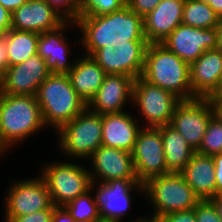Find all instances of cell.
Listing matches in <instances>:
<instances>
[{
    "mask_svg": "<svg viewBox=\"0 0 222 222\" xmlns=\"http://www.w3.org/2000/svg\"><path fill=\"white\" fill-rule=\"evenodd\" d=\"M76 27L82 32L79 39L85 55L92 56L107 44H128V41H146L143 17L127 5L105 15H79ZM81 41V42H80Z\"/></svg>",
    "mask_w": 222,
    "mask_h": 222,
    "instance_id": "6da1fadb",
    "label": "cell"
},
{
    "mask_svg": "<svg viewBox=\"0 0 222 222\" xmlns=\"http://www.w3.org/2000/svg\"><path fill=\"white\" fill-rule=\"evenodd\" d=\"M141 78L170 91L181 100L196 98L190 83V64L161 43L148 44Z\"/></svg>",
    "mask_w": 222,
    "mask_h": 222,
    "instance_id": "7a4b0ae2",
    "label": "cell"
},
{
    "mask_svg": "<svg viewBox=\"0 0 222 222\" xmlns=\"http://www.w3.org/2000/svg\"><path fill=\"white\" fill-rule=\"evenodd\" d=\"M43 128L36 96L0 94V141L7 150Z\"/></svg>",
    "mask_w": 222,
    "mask_h": 222,
    "instance_id": "3957f363",
    "label": "cell"
},
{
    "mask_svg": "<svg viewBox=\"0 0 222 222\" xmlns=\"http://www.w3.org/2000/svg\"><path fill=\"white\" fill-rule=\"evenodd\" d=\"M36 99L45 127L53 126L57 131L87 107L72 87L67 74L51 73L40 84Z\"/></svg>",
    "mask_w": 222,
    "mask_h": 222,
    "instance_id": "277c9868",
    "label": "cell"
},
{
    "mask_svg": "<svg viewBox=\"0 0 222 222\" xmlns=\"http://www.w3.org/2000/svg\"><path fill=\"white\" fill-rule=\"evenodd\" d=\"M143 186V195L154 208L153 214L146 219L158 220L168 213L190 210L200 201L181 173L153 177Z\"/></svg>",
    "mask_w": 222,
    "mask_h": 222,
    "instance_id": "5b68a950",
    "label": "cell"
},
{
    "mask_svg": "<svg viewBox=\"0 0 222 222\" xmlns=\"http://www.w3.org/2000/svg\"><path fill=\"white\" fill-rule=\"evenodd\" d=\"M56 132L62 153L74 160H87L102 145V114L86 107Z\"/></svg>",
    "mask_w": 222,
    "mask_h": 222,
    "instance_id": "8992f818",
    "label": "cell"
},
{
    "mask_svg": "<svg viewBox=\"0 0 222 222\" xmlns=\"http://www.w3.org/2000/svg\"><path fill=\"white\" fill-rule=\"evenodd\" d=\"M40 176L50 192L53 205L65 207L71 200L90 190L88 168L72 161L44 164Z\"/></svg>",
    "mask_w": 222,
    "mask_h": 222,
    "instance_id": "52a82bcc",
    "label": "cell"
},
{
    "mask_svg": "<svg viewBox=\"0 0 222 222\" xmlns=\"http://www.w3.org/2000/svg\"><path fill=\"white\" fill-rule=\"evenodd\" d=\"M181 101L170 91L152 85L141 77L135 79L132 102L139 108V117L146 123L143 127L158 128L170 124L177 104Z\"/></svg>",
    "mask_w": 222,
    "mask_h": 222,
    "instance_id": "ba28073f",
    "label": "cell"
},
{
    "mask_svg": "<svg viewBox=\"0 0 222 222\" xmlns=\"http://www.w3.org/2000/svg\"><path fill=\"white\" fill-rule=\"evenodd\" d=\"M96 182H91L90 189L92 192L93 190L97 192L94 193V198L102 222H122L121 219L127 214L126 211L130 210L133 199L131 191L138 189L139 192H144V186L138 179H110L103 183Z\"/></svg>",
    "mask_w": 222,
    "mask_h": 222,
    "instance_id": "9c48e42d",
    "label": "cell"
},
{
    "mask_svg": "<svg viewBox=\"0 0 222 222\" xmlns=\"http://www.w3.org/2000/svg\"><path fill=\"white\" fill-rule=\"evenodd\" d=\"M147 41H128V44H107L98 49L93 59L106 74H120L137 79L144 69Z\"/></svg>",
    "mask_w": 222,
    "mask_h": 222,
    "instance_id": "30bf717a",
    "label": "cell"
},
{
    "mask_svg": "<svg viewBox=\"0 0 222 222\" xmlns=\"http://www.w3.org/2000/svg\"><path fill=\"white\" fill-rule=\"evenodd\" d=\"M142 128L138 131L131 154L138 181L144 184L153 177L169 172L165 164L161 127Z\"/></svg>",
    "mask_w": 222,
    "mask_h": 222,
    "instance_id": "8fae6325",
    "label": "cell"
},
{
    "mask_svg": "<svg viewBox=\"0 0 222 222\" xmlns=\"http://www.w3.org/2000/svg\"><path fill=\"white\" fill-rule=\"evenodd\" d=\"M5 197V217L28 215L53 205L48 186L41 176L13 182Z\"/></svg>",
    "mask_w": 222,
    "mask_h": 222,
    "instance_id": "7c38bea8",
    "label": "cell"
},
{
    "mask_svg": "<svg viewBox=\"0 0 222 222\" xmlns=\"http://www.w3.org/2000/svg\"><path fill=\"white\" fill-rule=\"evenodd\" d=\"M212 116V107L207 98L181 100L174 110L170 125L197 150Z\"/></svg>",
    "mask_w": 222,
    "mask_h": 222,
    "instance_id": "4fadbf2b",
    "label": "cell"
},
{
    "mask_svg": "<svg viewBox=\"0 0 222 222\" xmlns=\"http://www.w3.org/2000/svg\"><path fill=\"white\" fill-rule=\"evenodd\" d=\"M161 44L191 64L203 52L217 49V29H201L181 24Z\"/></svg>",
    "mask_w": 222,
    "mask_h": 222,
    "instance_id": "5bb4252c",
    "label": "cell"
},
{
    "mask_svg": "<svg viewBox=\"0 0 222 222\" xmlns=\"http://www.w3.org/2000/svg\"><path fill=\"white\" fill-rule=\"evenodd\" d=\"M51 74L45 60L37 54L18 65L9 66L1 83V93L36 96L40 84Z\"/></svg>",
    "mask_w": 222,
    "mask_h": 222,
    "instance_id": "9a60e30c",
    "label": "cell"
},
{
    "mask_svg": "<svg viewBox=\"0 0 222 222\" xmlns=\"http://www.w3.org/2000/svg\"><path fill=\"white\" fill-rule=\"evenodd\" d=\"M68 20L45 0H28L11 13V29L42 34Z\"/></svg>",
    "mask_w": 222,
    "mask_h": 222,
    "instance_id": "2e32d148",
    "label": "cell"
},
{
    "mask_svg": "<svg viewBox=\"0 0 222 222\" xmlns=\"http://www.w3.org/2000/svg\"><path fill=\"white\" fill-rule=\"evenodd\" d=\"M88 160L92 165L91 171L89 170L92 182L98 180L103 183L110 179H138L132 154L129 151L101 145Z\"/></svg>",
    "mask_w": 222,
    "mask_h": 222,
    "instance_id": "e0dca14e",
    "label": "cell"
},
{
    "mask_svg": "<svg viewBox=\"0 0 222 222\" xmlns=\"http://www.w3.org/2000/svg\"><path fill=\"white\" fill-rule=\"evenodd\" d=\"M134 81L130 76L106 74L87 108L102 115L123 112L127 101L132 103Z\"/></svg>",
    "mask_w": 222,
    "mask_h": 222,
    "instance_id": "ac0fdd59",
    "label": "cell"
},
{
    "mask_svg": "<svg viewBox=\"0 0 222 222\" xmlns=\"http://www.w3.org/2000/svg\"><path fill=\"white\" fill-rule=\"evenodd\" d=\"M222 78V52L218 49L203 52L190 64V83L195 97L214 94Z\"/></svg>",
    "mask_w": 222,
    "mask_h": 222,
    "instance_id": "d6986e66",
    "label": "cell"
},
{
    "mask_svg": "<svg viewBox=\"0 0 222 222\" xmlns=\"http://www.w3.org/2000/svg\"><path fill=\"white\" fill-rule=\"evenodd\" d=\"M185 0H161L143 17L144 35L148 43H161L171 32L182 24Z\"/></svg>",
    "mask_w": 222,
    "mask_h": 222,
    "instance_id": "ffe728a7",
    "label": "cell"
},
{
    "mask_svg": "<svg viewBox=\"0 0 222 222\" xmlns=\"http://www.w3.org/2000/svg\"><path fill=\"white\" fill-rule=\"evenodd\" d=\"M71 24L76 26L75 21H67L58 29L39 35L37 52L45 60L51 73L68 74L75 64V61H68L70 50L63 34L66 28H71Z\"/></svg>",
    "mask_w": 222,
    "mask_h": 222,
    "instance_id": "44dd1931",
    "label": "cell"
},
{
    "mask_svg": "<svg viewBox=\"0 0 222 222\" xmlns=\"http://www.w3.org/2000/svg\"><path fill=\"white\" fill-rule=\"evenodd\" d=\"M125 111L102 115V145L132 152L138 131L137 119Z\"/></svg>",
    "mask_w": 222,
    "mask_h": 222,
    "instance_id": "7402d4cb",
    "label": "cell"
},
{
    "mask_svg": "<svg viewBox=\"0 0 222 222\" xmlns=\"http://www.w3.org/2000/svg\"><path fill=\"white\" fill-rule=\"evenodd\" d=\"M180 173L200 200L215 197V163L212 156L195 152Z\"/></svg>",
    "mask_w": 222,
    "mask_h": 222,
    "instance_id": "603a6c76",
    "label": "cell"
},
{
    "mask_svg": "<svg viewBox=\"0 0 222 222\" xmlns=\"http://www.w3.org/2000/svg\"><path fill=\"white\" fill-rule=\"evenodd\" d=\"M78 96L88 104L103 83L105 71L92 56L81 55L67 74Z\"/></svg>",
    "mask_w": 222,
    "mask_h": 222,
    "instance_id": "cb8c5ba5",
    "label": "cell"
},
{
    "mask_svg": "<svg viewBox=\"0 0 222 222\" xmlns=\"http://www.w3.org/2000/svg\"><path fill=\"white\" fill-rule=\"evenodd\" d=\"M161 137L168 172L180 173L196 150L170 124L161 126Z\"/></svg>",
    "mask_w": 222,
    "mask_h": 222,
    "instance_id": "d4e9b609",
    "label": "cell"
},
{
    "mask_svg": "<svg viewBox=\"0 0 222 222\" xmlns=\"http://www.w3.org/2000/svg\"><path fill=\"white\" fill-rule=\"evenodd\" d=\"M39 33L10 29L7 32L9 66L18 65L37 54Z\"/></svg>",
    "mask_w": 222,
    "mask_h": 222,
    "instance_id": "484cf974",
    "label": "cell"
},
{
    "mask_svg": "<svg viewBox=\"0 0 222 222\" xmlns=\"http://www.w3.org/2000/svg\"><path fill=\"white\" fill-rule=\"evenodd\" d=\"M220 19L214 10L197 0H185L182 13V24L201 29H212L218 26Z\"/></svg>",
    "mask_w": 222,
    "mask_h": 222,
    "instance_id": "4316f807",
    "label": "cell"
},
{
    "mask_svg": "<svg viewBox=\"0 0 222 222\" xmlns=\"http://www.w3.org/2000/svg\"><path fill=\"white\" fill-rule=\"evenodd\" d=\"M91 193L90 189L65 206L76 222H102L95 198L91 196Z\"/></svg>",
    "mask_w": 222,
    "mask_h": 222,
    "instance_id": "83f0119b",
    "label": "cell"
},
{
    "mask_svg": "<svg viewBox=\"0 0 222 222\" xmlns=\"http://www.w3.org/2000/svg\"><path fill=\"white\" fill-rule=\"evenodd\" d=\"M196 152L214 156L222 152V122L211 117L206 127L200 147Z\"/></svg>",
    "mask_w": 222,
    "mask_h": 222,
    "instance_id": "f1b7e54d",
    "label": "cell"
},
{
    "mask_svg": "<svg viewBox=\"0 0 222 222\" xmlns=\"http://www.w3.org/2000/svg\"><path fill=\"white\" fill-rule=\"evenodd\" d=\"M126 0H83L80 15H105L121 9Z\"/></svg>",
    "mask_w": 222,
    "mask_h": 222,
    "instance_id": "f546056e",
    "label": "cell"
},
{
    "mask_svg": "<svg viewBox=\"0 0 222 222\" xmlns=\"http://www.w3.org/2000/svg\"><path fill=\"white\" fill-rule=\"evenodd\" d=\"M68 21H75L82 12L83 0H45Z\"/></svg>",
    "mask_w": 222,
    "mask_h": 222,
    "instance_id": "4dcf8cb0",
    "label": "cell"
},
{
    "mask_svg": "<svg viewBox=\"0 0 222 222\" xmlns=\"http://www.w3.org/2000/svg\"><path fill=\"white\" fill-rule=\"evenodd\" d=\"M194 209L196 222H222L215 205L210 199L200 200Z\"/></svg>",
    "mask_w": 222,
    "mask_h": 222,
    "instance_id": "1f68e13d",
    "label": "cell"
},
{
    "mask_svg": "<svg viewBox=\"0 0 222 222\" xmlns=\"http://www.w3.org/2000/svg\"><path fill=\"white\" fill-rule=\"evenodd\" d=\"M55 205L48 209L17 217H4L5 222H51Z\"/></svg>",
    "mask_w": 222,
    "mask_h": 222,
    "instance_id": "d6a6232c",
    "label": "cell"
},
{
    "mask_svg": "<svg viewBox=\"0 0 222 222\" xmlns=\"http://www.w3.org/2000/svg\"><path fill=\"white\" fill-rule=\"evenodd\" d=\"M161 2V0H126L129 9L137 13L141 17H145L148 13Z\"/></svg>",
    "mask_w": 222,
    "mask_h": 222,
    "instance_id": "836d02e7",
    "label": "cell"
},
{
    "mask_svg": "<svg viewBox=\"0 0 222 222\" xmlns=\"http://www.w3.org/2000/svg\"><path fill=\"white\" fill-rule=\"evenodd\" d=\"M158 220L160 222H196L195 209L168 213Z\"/></svg>",
    "mask_w": 222,
    "mask_h": 222,
    "instance_id": "e575fe53",
    "label": "cell"
},
{
    "mask_svg": "<svg viewBox=\"0 0 222 222\" xmlns=\"http://www.w3.org/2000/svg\"><path fill=\"white\" fill-rule=\"evenodd\" d=\"M8 67L7 33H4L0 34V82L2 81Z\"/></svg>",
    "mask_w": 222,
    "mask_h": 222,
    "instance_id": "d590c367",
    "label": "cell"
},
{
    "mask_svg": "<svg viewBox=\"0 0 222 222\" xmlns=\"http://www.w3.org/2000/svg\"><path fill=\"white\" fill-rule=\"evenodd\" d=\"M215 163V196L222 194V152L212 156Z\"/></svg>",
    "mask_w": 222,
    "mask_h": 222,
    "instance_id": "8d00e7d4",
    "label": "cell"
},
{
    "mask_svg": "<svg viewBox=\"0 0 222 222\" xmlns=\"http://www.w3.org/2000/svg\"><path fill=\"white\" fill-rule=\"evenodd\" d=\"M11 29V12L0 4V34L7 33Z\"/></svg>",
    "mask_w": 222,
    "mask_h": 222,
    "instance_id": "74e56055",
    "label": "cell"
},
{
    "mask_svg": "<svg viewBox=\"0 0 222 222\" xmlns=\"http://www.w3.org/2000/svg\"><path fill=\"white\" fill-rule=\"evenodd\" d=\"M51 222H76L65 207L54 209Z\"/></svg>",
    "mask_w": 222,
    "mask_h": 222,
    "instance_id": "f35d334b",
    "label": "cell"
},
{
    "mask_svg": "<svg viewBox=\"0 0 222 222\" xmlns=\"http://www.w3.org/2000/svg\"><path fill=\"white\" fill-rule=\"evenodd\" d=\"M213 112V117L222 122V97H207Z\"/></svg>",
    "mask_w": 222,
    "mask_h": 222,
    "instance_id": "ab89813d",
    "label": "cell"
},
{
    "mask_svg": "<svg viewBox=\"0 0 222 222\" xmlns=\"http://www.w3.org/2000/svg\"><path fill=\"white\" fill-rule=\"evenodd\" d=\"M27 1L28 0H0V4L12 13Z\"/></svg>",
    "mask_w": 222,
    "mask_h": 222,
    "instance_id": "60d3db41",
    "label": "cell"
},
{
    "mask_svg": "<svg viewBox=\"0 0 222 222\" xmlns=\"http://www.w3.org/2000/svg\"><path fill=\"white\" fill-rule=\"evenodd\" d=\"M210 200L215 205L217 212L219 214V217L222 221V194H218L215 197H212Z\"/></svg>",
    "mask_w": 222,
    "mask_h": 222,
    "instance_id": "b9f144b4",
    "label": "cell"
},
{
    "mask_svg": "<svg viewBox=\"0 0 222 222\" xmlns=\"http://www.w3.org/2000/svg\"><path fill=\"white\" fill-rule=\"evenodd\" d=\"M217 29V49L222 52V19L219 21Z\"/></svg>",
    "mask_w": 222,
    "mask_h": 222,
    "instance_id": "7bdbcfd3",
    "label": "cell"
},
{
    "mask_svg": "<svg viewBox=\"0 0 222 222\" xmlns=\"http://www.w3.org/2000/svg\"><path fill=\"white\" fill-rule=\"evenodd\" d=\"M197 1L208 4L216 13L217 0H197Z\"/></svg>",
    "mask_w": 222,
    "mask_h": 222,
    "instance_id": "ee69618b",
    "label": "cell"
},
{
    "mask_svg": "<svg viewBox=\"0 0 222 222\" xmlns=\"http://www.w3.org/2000/svg\"><path fill=\"white\" fill-rule=\"evenodd\" d=\"M216 14H217V17L221 20L222 19V0H217Z\"/></svg>",
    "mask_w": 222,
    "mask_h": 222,
    "instance_id": "f6af8a7d",
    "label": "cell"
},
{
    "mask_svg": "<svg viewBox=\"0 0 222 222\" xmlns=\"http://www.w3.org/2000/svg\"><path fill=\"white\" fill-rule=\"evenodd\" d=\"M209 97H222V78L219 84V87L217 88V90L215 91L214 94L210 95Z\"/></svg>",
    "mask_w": 222,
    "mask_h": 222,
    "instance_id": "bcb514c9",
    "label": "cell"
},
{
    "mask_svg": "<svg viewBox=\"0 0 222 222\" xmlns=\"http://www.w3.org/2000/svg\"><path fill=\"white\" fill-rule=\"evenodd\" d=\"M136 221L134 222H155V220H150V219H146V217H141L139 219H135ZM133 222V221H131Z\"/></svg>",
    "mask_w": 222,
    "mask_h": 222,
    "instance_id": "7dc6e473",
    "label": "cell"
},
{
    "mask_svg": "<svg viewBox=\"0 0 222 222\" xmlns=\"http://www.w3.org/2000/svg\"><path fill=\"white\" fill-rule=\"evenodd\" d=\"M6 151H8L1 143L0 141V157L3 155V153H7Z\"/></svg>",
    "mask_w": 222,
    "mask_h": 222,
    "instance_id": "c3c4849f",
    "label": "cell"
}]
</instances>
